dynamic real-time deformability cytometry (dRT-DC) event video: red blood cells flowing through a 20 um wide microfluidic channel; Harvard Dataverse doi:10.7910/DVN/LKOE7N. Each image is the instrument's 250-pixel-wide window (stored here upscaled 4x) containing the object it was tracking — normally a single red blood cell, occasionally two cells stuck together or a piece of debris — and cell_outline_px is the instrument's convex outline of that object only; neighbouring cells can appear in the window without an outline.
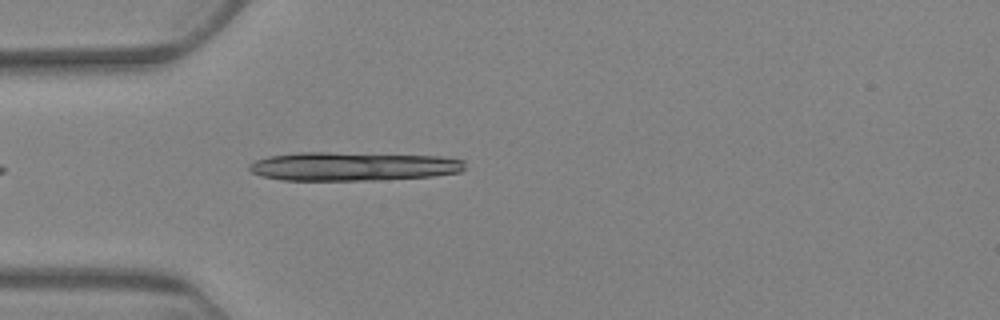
{"species": "Egyptian fruit bat (a non-hibernating species)", "species_latin": "Rousettus aegyptiacus", "temperature_condition": "warm", "stored_images_in_passage": 5, "camera_frame_rate_fps": 3000, "um_per_image_px": 0.085, "animal": {"sex": "female"}, "frame": {"image": 1, "passage_image": 5, "time_ms": 4.667, "image_size_px": [1000, 320], "cell_outline_px": [[464, 168], [460, 172], [432, 176], [372, 180], [280, 180], [260, 176], [252, 172], [248, 168], [248, 164], [256, 160], [268, 156], [300, 152], [328, 152], [440, 156], [464, 160]], "centroid_in_image_um": [29.95, 14.14], "position_along_channel_um": 55.0, "area_um2": 36.18}}